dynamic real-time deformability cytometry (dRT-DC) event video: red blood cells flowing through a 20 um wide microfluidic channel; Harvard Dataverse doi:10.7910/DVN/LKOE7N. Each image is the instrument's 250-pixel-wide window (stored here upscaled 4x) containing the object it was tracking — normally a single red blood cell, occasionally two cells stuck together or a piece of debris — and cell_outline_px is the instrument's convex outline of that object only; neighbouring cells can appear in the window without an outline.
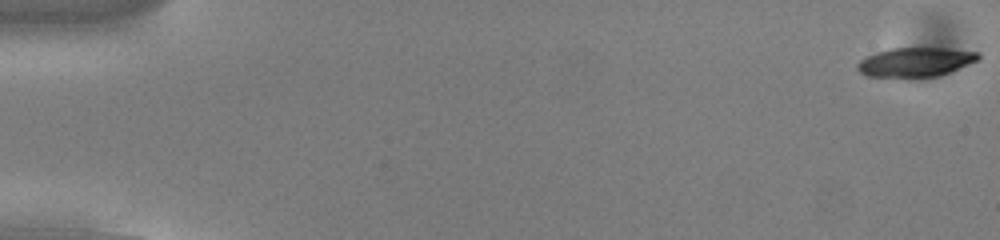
{"species": "common noctule bat (a hibernating species)", "species_latin": "Nyctalus noctula", "temperature_condition": "cold", "stored_images_in_passage": 54, "camera_frame_rate_fps": 3000, "um_per_image_px": 0.085, "animal": {"sex": "male", "body_mass_g": 13.0, "forearm_length_mm": 53.1}, "frame": {"image": 1, "passage_image": 1, "time_ms": 0.0, "image_size_px": [1000, 240], "cell_outline_px": [[980, 60], [940, 76], [868, 76], [860, 72], [856, 68], [856, 64], [860, 60], [876, 52], [892, 48], [948, 48], [980, 52]], "centroid_in_image_um": [77.87, 5.26], "position_along_channel_um": 7.1, "area_um2": 20.46}}
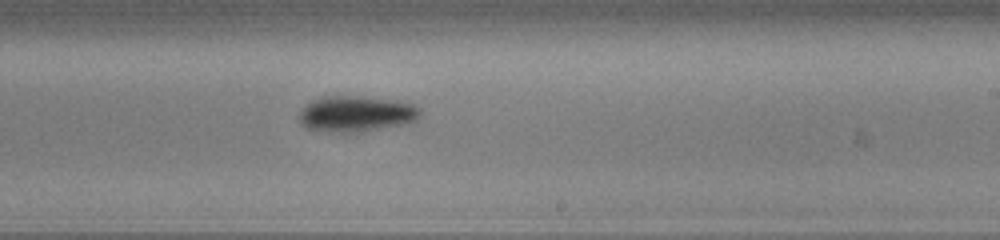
{"frame": {"image": 2, "passage_image": 33, "time_ms": 10.667, "image_size_px": [1000, 240], "cell_outline_px": [[420, 112], [416, 120], [408, 124], [360, 132], [340, 132], [308, 128], [300, 124], [300, 112], [312, 100], [320, 96], [360, 96], [392, 100], [412, 104], [420, 108]], "centroid_in_image_um": [30.3, 9.67], "position_along_channel_um": 258.7, "area_um2": 25.09}}
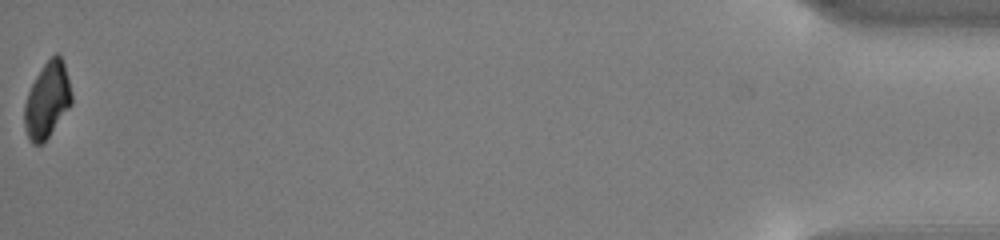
{"frame": {"image": 3, "passage_image": 54, "time_ms": 17.667, "image_size_px": [1000, 240], "cell_outline_px": [[72, 104], [48, 136], [40, 144], [32, 144], [28, 140], [24, 128], [24, 104], [28, 92], [36, 76], [44, 64], [56, 52], [60, 56], [64, 64], [72, 96]], "centroid_in_image_um": [3.99, 8.53], "position_along_channel_um": 431.2, "area_um2": 20.52}, "authors_computed_cell_mechanics": {"area_um2": 23.0333, "velocity_mm_per_s": 3.8555, "shape_relaxation_time_tau1_ms": 2.1795, "shape_relaxation_time_tau2_ms": null, "deformation_change_tau1": 0.101, "deformation_change_tau2": null}}